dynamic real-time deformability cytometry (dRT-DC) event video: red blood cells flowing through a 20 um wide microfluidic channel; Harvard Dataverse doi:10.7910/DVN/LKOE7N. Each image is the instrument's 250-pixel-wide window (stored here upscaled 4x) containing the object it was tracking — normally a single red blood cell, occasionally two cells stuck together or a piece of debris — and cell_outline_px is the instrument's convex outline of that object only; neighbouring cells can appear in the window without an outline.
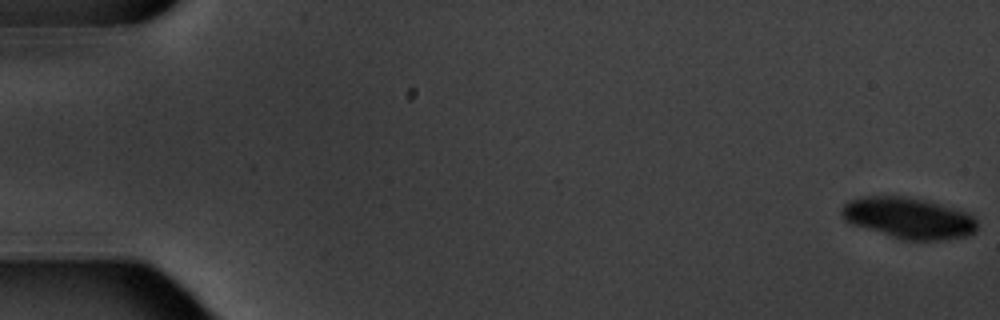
{"species": "common noctule bat (a hibernating species)", "species_latin": "Nyctalus noctula", "temperature_condition": "warm", "stored_images_in_passage": 7, "camera_frame_rate_fps": 3000, "um_per_image_px": 0.085, "animal": {"sex": "male", "body_mass_g": 20.1, "forearm_length_mm": 53.5}, "frame": {"image": 1, "passage_image": 1, "time_ms": 0.0, "image_size_px": [1000, 320], "cell_outline_px": [[976, 232], [968, 236], [940, 240], [900, 240], [852, 224], [844, 220], [840, 216], [840, 208], [848, 200], [860, 196], [908, 196], [928, 200], [956, 208], [968, 212], [976, 216]], "centroid_in_image_um": [77.22, 18.52], "position_along_channel_um": 7.8, "area_um2": 33.23}}
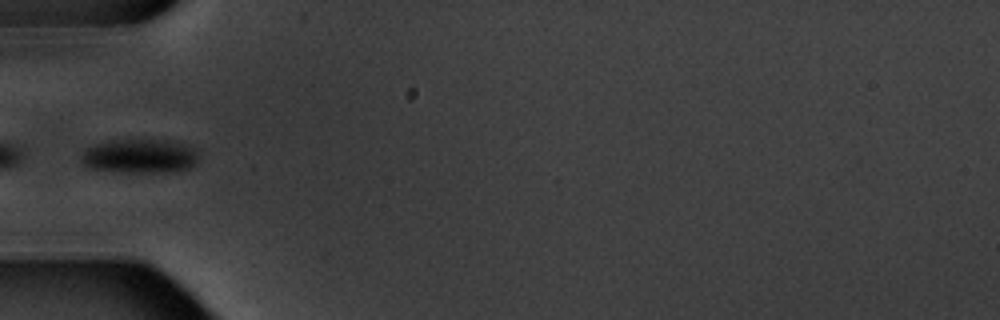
{"frame": {"image": 2, "passage_image": 6, "time_ms": 6.667, "image_size_px": [1000, 320], "cell_outline_px": [[196, 164], [188, 168], [168, 172], [120, 172], [92, 168], [84, 164], [80, 160], [84, 148], [96, 144], [112, 140], [164, 140], [184, 144], [196, 148]], "centroid_in_image_um": [11.86, 13.27], "position_along_channel_um": 73.1, "area_um2": 23.18}}